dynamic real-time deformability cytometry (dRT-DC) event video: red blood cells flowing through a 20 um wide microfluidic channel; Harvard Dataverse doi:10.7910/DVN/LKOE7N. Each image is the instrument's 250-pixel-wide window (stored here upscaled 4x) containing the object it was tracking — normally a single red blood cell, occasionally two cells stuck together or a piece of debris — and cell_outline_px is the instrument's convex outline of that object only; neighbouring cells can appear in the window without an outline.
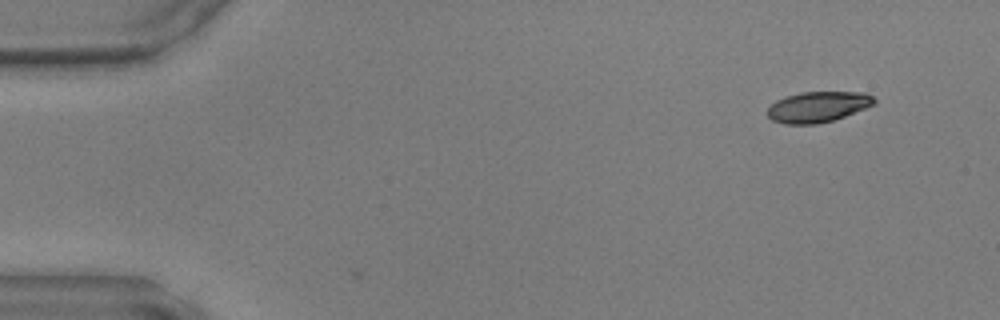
{"species": "common noctule bat (a hibernating species)", "species_latin": "Nyctalus noctula", "temperature_condition": "warm", "stored_images_in_passage": 2, "camera_frame_rate_fps": 3000, "um_per_image_px": 0.085, "animal": {"sex": "male", "body_mass_g": 17.9, "forearm_length_mm": 54.2}, "frame": {"image": 1, "passage_image": 1, "time_ms": 0.0, "image_size_px": [1000, 320], "cell_outline_px": [[876, 104], [844, 116], [832, 120], [816, 124], [784, 124], [772, 120], [768, 116], [768, 108], [776, 100], [800, 92], [868, 92], [876, 100]], "centroid_in_image_um": [69.54, 9.07], "position_along_channel_um": 15.5, "area_um2": 19.02}}